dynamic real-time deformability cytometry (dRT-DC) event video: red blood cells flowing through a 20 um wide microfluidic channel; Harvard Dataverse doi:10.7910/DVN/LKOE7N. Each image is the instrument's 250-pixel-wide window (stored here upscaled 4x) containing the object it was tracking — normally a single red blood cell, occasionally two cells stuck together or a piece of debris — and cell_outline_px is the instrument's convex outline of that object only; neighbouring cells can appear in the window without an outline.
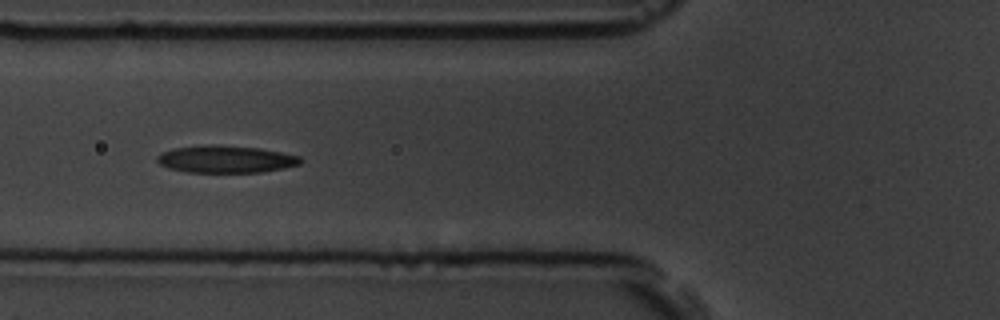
{"species": "common noctule bat (a hibernating species)", "species_latin": "Nyctalus noctula", "temperature_condition": "room temperature", "stored_images_in_passage": 15, "camera_frame_rate_fps": 3000, "um_per_image_px": 0.085, "animal": {"sex": "male", "body_mass_g": 19.5, "forearm_length_mm": 54.6}, "frame": {"image": 1, "passage_image": 5, "time_ms": 4.667, "image_size_px": [1000, 320], "cell_outline_px": [[304, 160], [300, 164], [284, 168], [260, 172], [184, 172], [168, 168], [160, 164], [156, 160], [156, 156], [160, 152], [176, 148], [208, 144], [216, 144], [260, 148], [300, 156]], "centroid_in_image_um": [19.18, 13.52], "position_along_channel_um": 106.6, "area_um2": 22.95}}
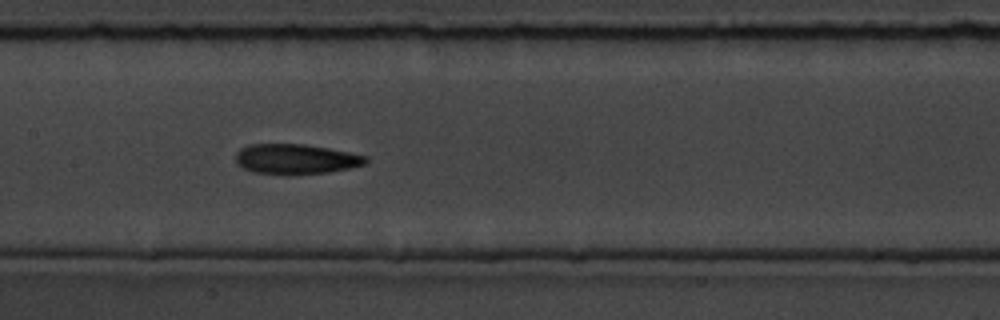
{"frame": {"image": 2, "passage_image": 7, "time_ms": 6.667, "image_size_px": [1000, 320], "cell_outline_px": [[368, 160], [364, 164], [348, 168], [328, 172], [292, 176], [284, 176], [252, 172], [236, 164], [236, 152], [240, 148], [248, 144], [304, 144], [328, 148], [368, 156]], "centroid_in_image_um": [25.09, 13.54], "position_along_channel_um": 182.3, "area_um2": 23.24}, "authors_computed_cell_mechanics": {"area_um2": 21.964, "velocity_mm_per_s": 3.7841, "shape_relaxation_time_tau1_ms": 4.5503, "shape_relaxation_time_tau2_ms": 6.2651, "deformation_change_tau1": 0.1509, "deformation_change_tau2": 0.1483}}